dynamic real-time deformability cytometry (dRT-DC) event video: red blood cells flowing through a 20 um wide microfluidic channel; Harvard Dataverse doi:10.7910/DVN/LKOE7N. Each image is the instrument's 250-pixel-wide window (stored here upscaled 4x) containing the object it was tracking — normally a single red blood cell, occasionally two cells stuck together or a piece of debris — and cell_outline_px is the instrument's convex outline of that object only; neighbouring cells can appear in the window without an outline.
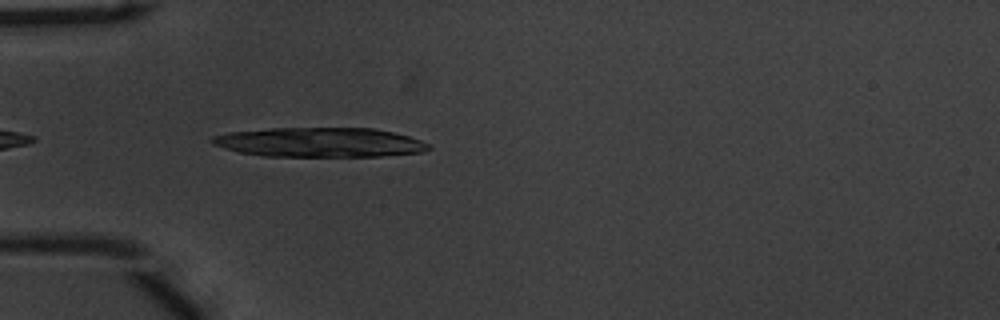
{"species": "common noctule bat (a hibernating species)", "species_latin": "Nyctalus noctula", "temperature_condition": "warm", "stored_images_in_passage": 17, "camera_frame_rate_fps": 3000, "um_per_image_px": 0.085, "animal": {"sex": "male", "body_mass_g": 20.1, "forearm_length_mm": 53.5}, "frame": {"image": 1, "passage_image": 3, "time_ms": 0.667, "image_size_px": [1000, 320], "cell_outline_px": [[432, 148], [424, 152], [380, 156], [264, 156], [240, 152], [224, 148], [212, 144], [208, 140], [212, 136], [228, 132], [268, 128], [372, 128], [392, 132], [408, 136], [432, 144]], "centroid_in_image_um": [27.17, 12.09], "position_along_channel_um": 57.8, "area_um2": 37.4}}